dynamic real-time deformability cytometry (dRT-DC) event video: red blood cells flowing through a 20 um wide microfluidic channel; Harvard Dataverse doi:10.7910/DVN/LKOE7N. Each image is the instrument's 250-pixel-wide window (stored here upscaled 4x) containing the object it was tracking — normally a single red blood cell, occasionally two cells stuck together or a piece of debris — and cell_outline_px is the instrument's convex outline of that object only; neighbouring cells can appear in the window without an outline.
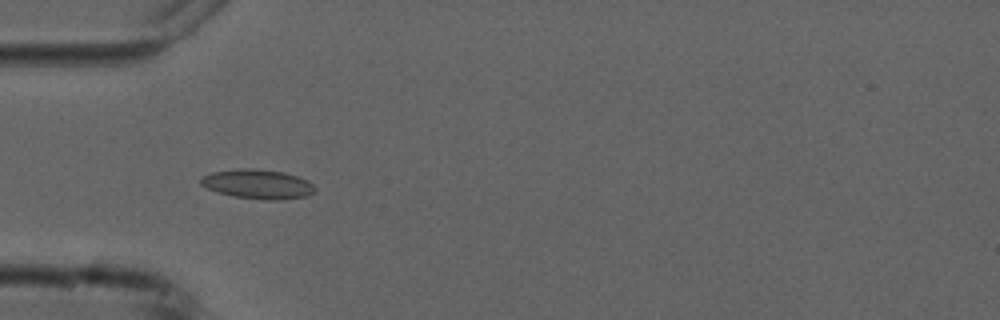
{"species": "common noctule bat (a hibernating species)", "species_latin": "Nyctalus noctula", "temperature_condition": "cold", "stored_images_in_passage": 6, "camera_frame_rate_fps": 3000, "um_per_image_px": 0.085, "animal": {"sex": "male", "forearm_length_mm": 52.5}, "frame": {"image": 1, "passage_image": 5, "time_ms": 4.667, "image_size_px": [1000, 320], "cell_outline_px": [[316, 192], [308, 196], [280, 200], [264, 200], [232, 196], [216, 192], [200, 184], [200, 176], [212, 172], [244, 168], [252, 168], [284, 172], [308, 180], [316, 188]], "centroid_in_image_um": [21.92, 15.66], "position_along_channel_um": 63.1, "area_um2": 19.77}}
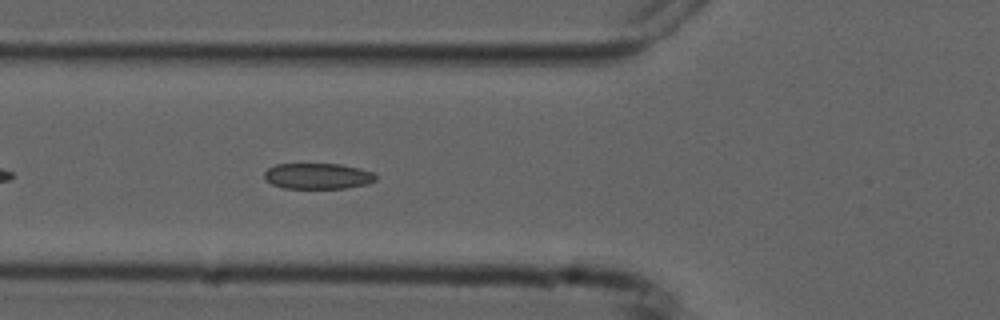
{"frame": {"image": 2, "passage_image": 6, "time_ms": 5.667, "image_size_px": [1000, 320], "cell_outline_px": [[376, 180], [368, 184], [348, 188], [284, 188], [272, 184], [264, 180], [264, 172], [268, 168], [276, 164], [340, 164], [372, 172], [376, 176]], "centroid_in_image_um": [26.98, 14.97], "position_along_channel_um": 98.8, "area_um2": 16.76}}